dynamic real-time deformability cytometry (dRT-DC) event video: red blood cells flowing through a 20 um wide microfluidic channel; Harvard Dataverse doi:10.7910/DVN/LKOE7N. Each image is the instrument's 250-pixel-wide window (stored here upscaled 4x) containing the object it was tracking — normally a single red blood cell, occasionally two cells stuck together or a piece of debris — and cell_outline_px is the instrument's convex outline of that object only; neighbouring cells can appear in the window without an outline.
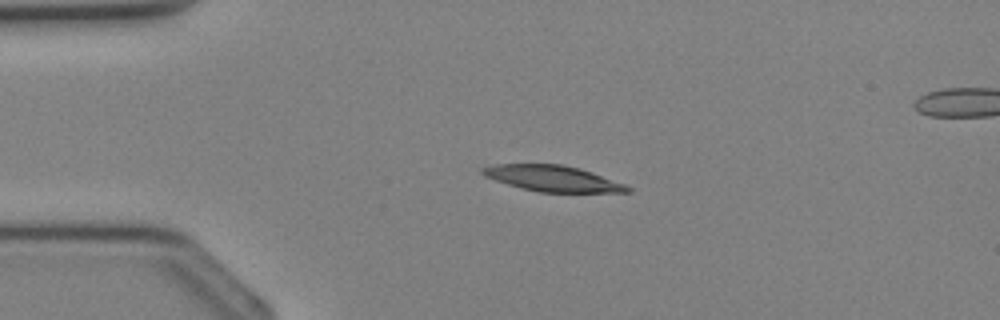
{"species": "Egyptian fruit bat (a non-hibernating species)", "species_latin": "Rousettus aegyptiacus", "temperature_condition": "cold", "stored_images_in_passage": 36, "segment_of_instrument_passage": [1, 2], "camera_frame_rate_fps": 3000, "um_per_image_px": 0.085, "animal": {"sex": "female"}, "frame": {"image": 1, "passage_image": 7, "time_ms": 2.0, "image_size_px": [1000, 320], "cell_outline_px": [[632, 192], [540, 192], [508, 184], [484, 176], [480, 172], [480, 168], [496, 164], [560, 164], [580, 168], [592, 172], [624, 184], [632, 188]], "centroid_in_image_um": [46.98, 15.16], "position_along_channel_um": 38.0, "area_um2": 21.68}}
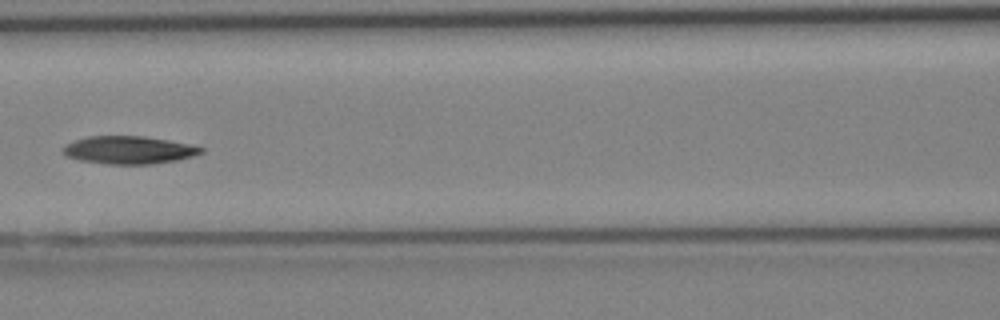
{"frame": {"image": 2, "passage_image": 15, "time_ms": 4.667, "image_size_px": [1000, 320], "cell_outline_px": [[204, 152], [192, 156], [176, 160], [152, 164], [108, 164], [80, 160], [64, 156], [60, 152], [64, 144], [88, 136], [144, 136], [168, 140], [188, 144], [204, 148]], "centroid_in_image_um": [10.89, 12.75], "position_along_channel_um": 155.7, "area_um2": 22.43}}
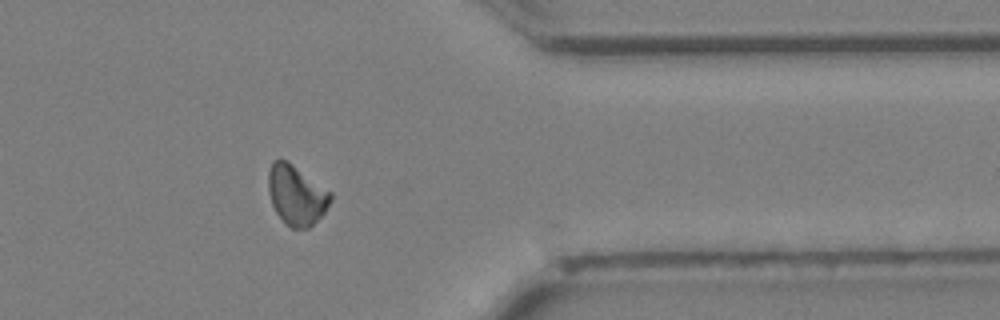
{"frame": {"image": 3, "passage_image": 28, "time_ms": 9.0, "image_size_px": [1000, 320], "cell_outline_px": [[332, 200], [324, 212], [308, 228], [292, 228], [276, 212], [272, 204], [268, 192], [268, 172], [272, 160], [284, 160], [292, 164], [332, 192]], "centroid_in_image_um": [25.19, 16.56], "position_along_channel_um": 386.2, "area_um2": 21.39}}